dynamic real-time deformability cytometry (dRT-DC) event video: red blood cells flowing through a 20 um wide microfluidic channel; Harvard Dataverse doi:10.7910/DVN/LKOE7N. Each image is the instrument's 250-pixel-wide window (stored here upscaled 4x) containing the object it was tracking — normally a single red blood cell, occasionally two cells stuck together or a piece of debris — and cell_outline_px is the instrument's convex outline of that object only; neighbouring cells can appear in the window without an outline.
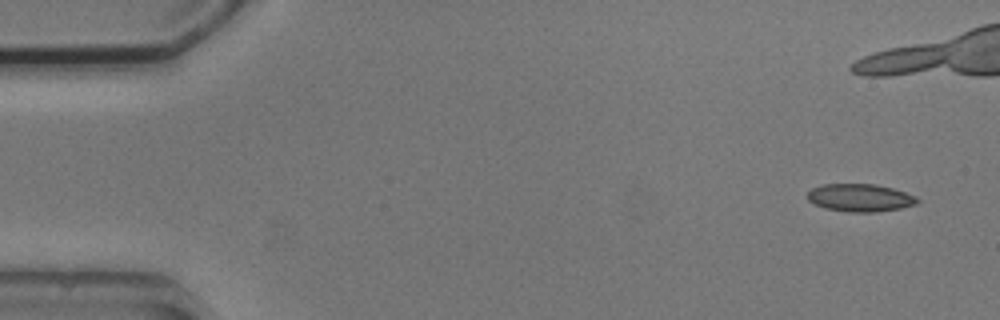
{"species": "common noctule bat (a hibernating species)", "species_latin": "Nyctalus noctula", "temperature_condition": "cold", "stored_images_in_passage": 5, "camera_frame_rate_fps": 3000, "um_per_image_px": 0.085, "animal": {"sex": "male", "body_mass_g": 20.5, "forearm_length_mm": 52.5}, "frame": {"image": 1, "passage_image": 1, "time_ms": 0.0, "image_size_px": [1000, 320], "cell_outline_px": [[920, 200], [916, 204], [900, 208], [876, 212], [848, 212], [824, 208], [808, 200], [808, 192], [812, 188], [820, 184], [876, 184], [892, 188], [916, 196]], "centroid_in_image_um": [73.1, 16.8], "position_along_channel_um": 11.9, "area_um2": 17.74}}